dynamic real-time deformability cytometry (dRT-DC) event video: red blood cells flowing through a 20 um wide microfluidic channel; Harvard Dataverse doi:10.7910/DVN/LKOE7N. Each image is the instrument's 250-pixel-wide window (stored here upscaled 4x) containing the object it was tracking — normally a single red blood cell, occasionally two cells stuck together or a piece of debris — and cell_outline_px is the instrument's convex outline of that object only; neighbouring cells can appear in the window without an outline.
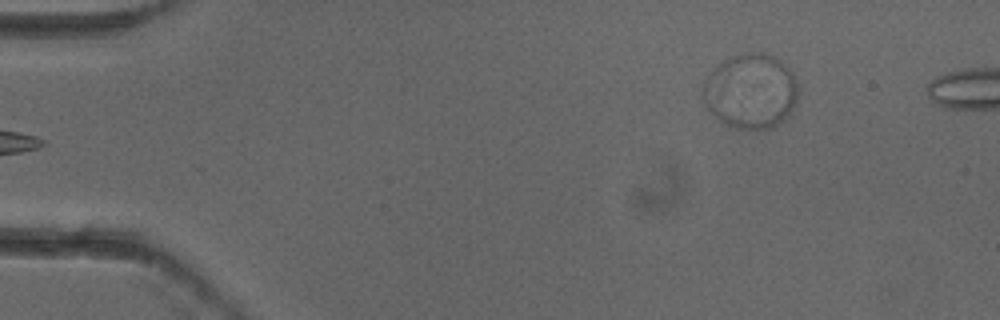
{"species": "common noctule bat (a hibernating species)", "species_latin": "Nyctalus noctula", "temperature_condition": "cold", "stored_images_in_passage": 4, "camera_frame_rate_fps": 3000, "um_per_image_px": 0.085, "animal": {"sex": "female"}, "frame": {"image": 1, "passage_image": 1, "time_ms": 0.0, "image_size_px": [1000, 320], "cell_outline_px": [[800, 88], [796, 104], [788, 116], [780, 124], [772, 128], [736, 128], [720, 120], [708, 112], [704, 104], [700, 92], [704, 80], [712, 68], [732, 56], [740, 52], [764, 52], [780, 60], [792, 72]], "centroid_in_image_um": [63.8, 7.73], "position_along_channel_um": 21.2, "area_um2": 42.31}}
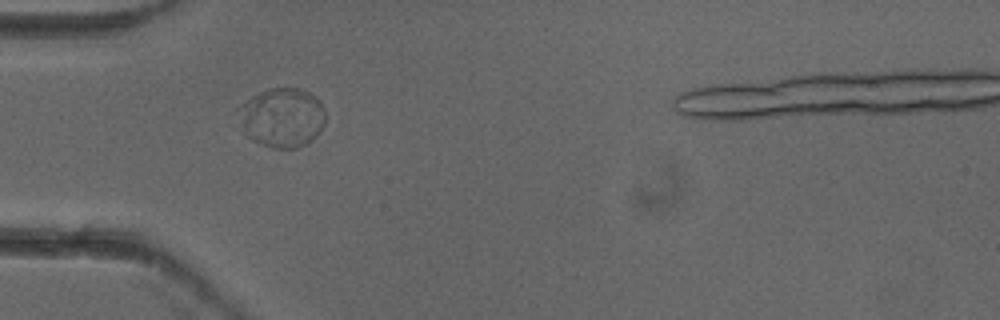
{"frame": {"image": 2, "passage_image": 4, "time_ms": 1.0, "image_size_px": [1000, 320], "cell_outline_px": [[324, 124], [320, 132], [312, 140], [296, 148], [272, 148], [252, 140], [244, 132], [236, 108], [240, 104], [252, 96], [268, 88], [300, 88], [308, 92], [320, 100], [324, 108]], "centroid_in_image_um": [23.97, 9.98], "position_along_channel_um": 61.0, "area_um2": 30.23}}